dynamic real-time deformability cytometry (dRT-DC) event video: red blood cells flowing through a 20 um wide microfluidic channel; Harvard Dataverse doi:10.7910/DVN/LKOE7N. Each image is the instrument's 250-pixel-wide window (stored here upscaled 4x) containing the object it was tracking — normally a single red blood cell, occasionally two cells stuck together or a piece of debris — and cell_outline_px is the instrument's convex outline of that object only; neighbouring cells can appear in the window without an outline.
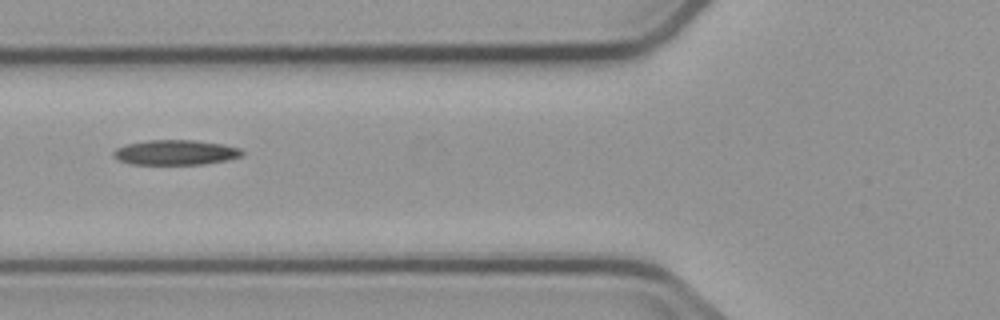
{"species": "common noctule bat (a hibernating species)", "species_latin": "Nyctalus noctula", "temperature_condition": "cold", "stored_images_in_passage": 7, "camera_frame_rate_fps": 3000, "um_per_image_px": 0.085, "animal": {"sex": "male", "body_mass_g": 23.1, "forearm_length_mm": 52.7}, "frame": {"image": 1, "passage_image": 5, "time_ms": 5.667, "image_size_px": [1000, 320], "cell_outline_px": [[244, 152], [240, 156], [224, 160], [204, 164], [132, 164], [120, 160], [112, 156], [112, 152], [116, 148], [124, 144], [148, 140], [192, 140], [220, 144], [240, 148]], "centroid_in_image_um": [14.86, 12.95], "position_along_channel_um": 110.9, "area_um2": 18.55}}
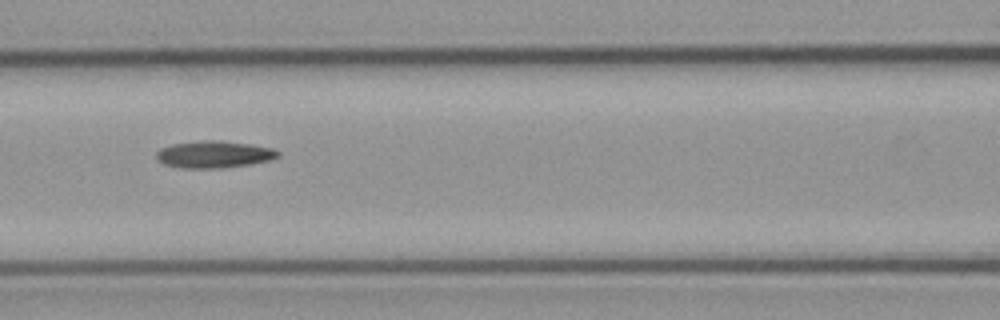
{"frame": {"image": 2, "passage_image": 6, "time_ms": 6.667, "image_size_px": [1000, 320], "cell_outline_px": [[280, 156], [268, 160], [252, 164], [224, 168], [180, 168], [164, 164], [156, 156], [156, 152], [160, 148], [172, 144], [200, 140], [220, 140], [248, 144], [272, 148], [280, 152]], "centroid_in_image_um": [18.19, 13.12], "position_along_channel_um": 148.4, "area_um2": 19.19}}
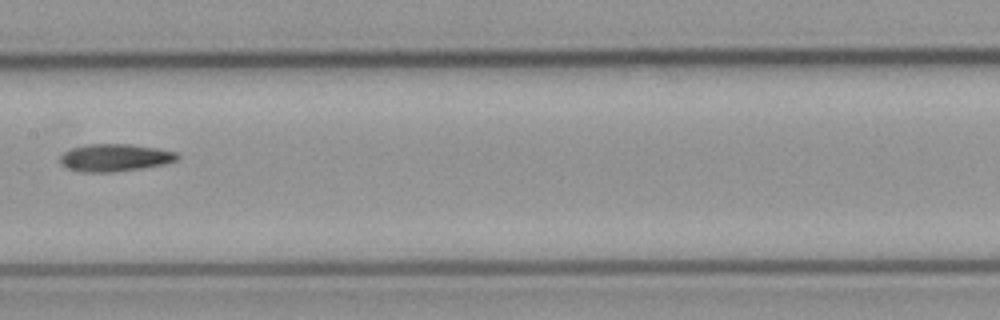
{"frame": {"image": 3, "passage_image": 7, "time_ms": 8.0, "image_size_px": [1000, 320], "cell_outline_px": [[180, 160], [164, 164], [140, 168], [112, 172], [80, 172], [68, 168], [60, 164], [60, 156], [64, 152], [72, 148], [88, 144], [132, 144], [160, 148], [176, 152], [180, 156]], "centroid_in_image_um": [9.79, 13.39], "position_along_channel_um": 197.6, "area_um2": 18.9}}